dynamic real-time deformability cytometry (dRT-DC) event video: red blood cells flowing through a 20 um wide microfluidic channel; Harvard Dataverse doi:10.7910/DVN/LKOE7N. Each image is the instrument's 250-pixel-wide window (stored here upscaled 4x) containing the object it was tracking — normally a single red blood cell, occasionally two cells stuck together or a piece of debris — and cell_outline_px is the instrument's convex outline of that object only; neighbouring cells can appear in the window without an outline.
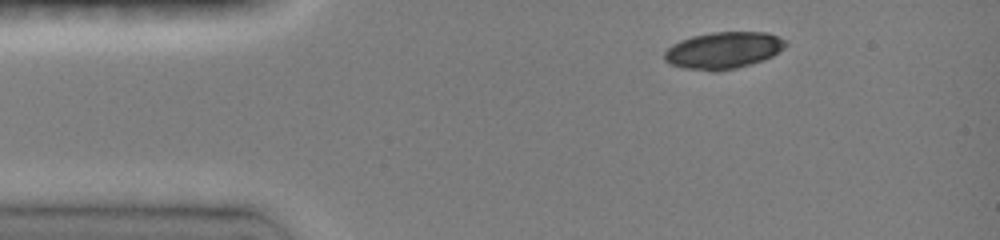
{"species": "common noctule bat (a hibernating species)", "species_latin": "Nyctalus noctula", "temperature_condition": "room temperature", "stored_images_in_passage": 13, "camera_frame_rate_fps": 3000, "um_per_image_px": 0.085, "animal": {"sex": "female", "body_mass_g": 19.0, "forearm_length_mm": 51.5}, "frame": {"image": 1, "passage_image": 1, "time_ms": 0.0, "image_size_px": [1000, 240], "cell_outline_px": [[788, 44], [784, 48], [772, 56], [764, 60], [736, 68], [716, 72], [712, 72], [684, 68], [668, 64], [664, 60], [664, 52], [672, 44], [680, 40], [692, 36], [712, 32], [768, 32], [784, 40]], "centroid_in_image_um": [61.46, 4.29], "position_along_channel_um": 23.5, "area_um2": 26.18}}